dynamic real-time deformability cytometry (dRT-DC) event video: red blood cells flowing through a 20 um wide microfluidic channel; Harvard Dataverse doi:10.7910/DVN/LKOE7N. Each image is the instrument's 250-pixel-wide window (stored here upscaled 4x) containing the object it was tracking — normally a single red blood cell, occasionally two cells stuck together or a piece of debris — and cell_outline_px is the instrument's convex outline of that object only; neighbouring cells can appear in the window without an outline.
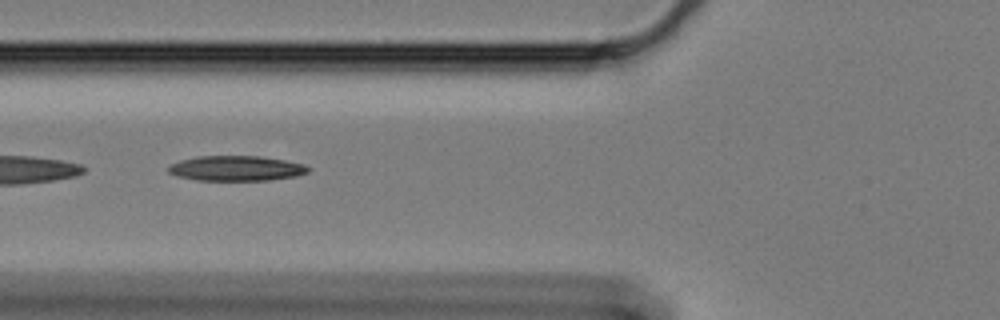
{"species": "Egyptian fruit bat (a non-hibernating species)", "species_latin": "Rousettus aegyptiacus", "temperature_condition": "cold", "stored_images_in_passage": 38, "camera_frame_rate_fps": 3000, "um_per_image_px": 0.085, "animal": {"sex": "female"}, "frame": {"image": 1, "passage_image": 22, "time_ms": 7.0, "image_size_px": [1000, 320], "cell_outline_px": [[312, 168], [308, 172], [296, 176], [268, 180], [196, 180], [176, 176], [168, 172], [168, 168], [172, 164], [180, 160], [196, 156], [260, 156], [284, 160], [304, 164]], "centroid_in_image_um": [20.08, 14.3], "position_along_channel_um": 105.7, "area_um2": 20.46}}
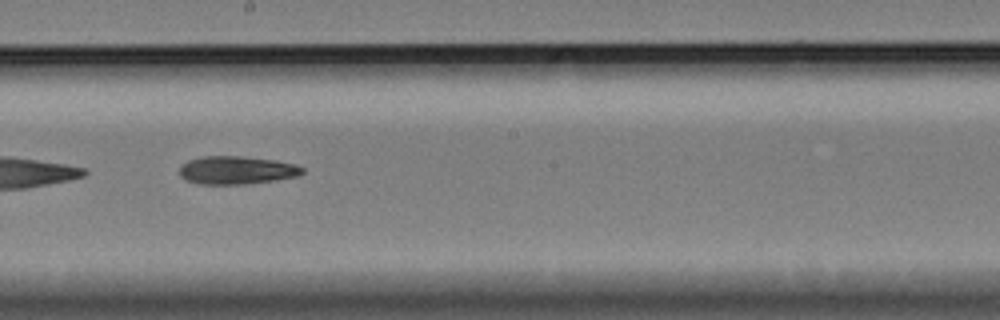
{"frame": {"image": 2, "passage_image": 33, "time_ms": 10.667, "image_size_px": [1000, 320], "cell_outline_px": [[304, 172], [296, 176], [276, 180], [244, 184], [196, 184], [184, 180], [180, 176], [180, 168], [188, 160], [204, 156], [240, 156], [276, 160], [296, 164], [304, 168]], "centroid_in_image_um": [20.11, 14.47], "position_along_channel_um": 228.1, "area_um2": 20.17}}